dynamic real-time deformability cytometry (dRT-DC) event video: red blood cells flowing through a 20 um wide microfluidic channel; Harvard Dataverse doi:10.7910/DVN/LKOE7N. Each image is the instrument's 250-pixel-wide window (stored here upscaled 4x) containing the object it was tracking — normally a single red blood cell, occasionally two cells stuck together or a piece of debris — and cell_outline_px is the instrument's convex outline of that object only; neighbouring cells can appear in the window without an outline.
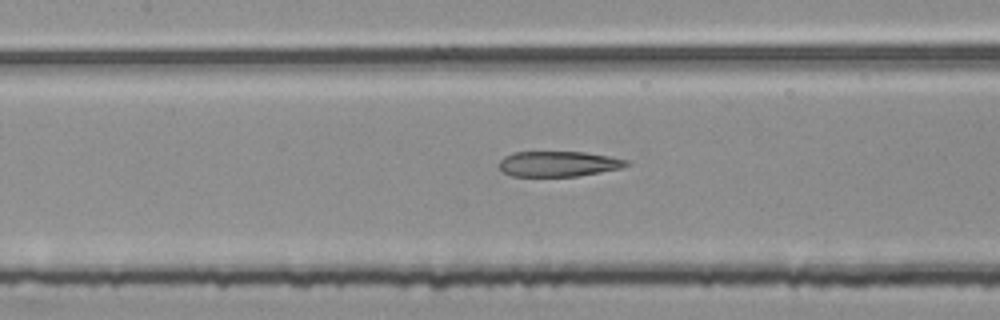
{"species": "common noctule bat (a hibernating species)", "species_latin": "Nyctalus noctula", "temperature_condition": "room temperature", "stored_images_in_passage": 44, "segment_of_instrument_passage": [2, 2], "camera_frame_rate_fps": 3000, "um_per_image_px": 0.085, "animal": {"sex": "female", "body_mass_g": 25.1}, "frame": {"image": 1, "passage_image": 15, "time_ms": 4.667, "image_size_px": [1000, 320], "cell_outline_px": [[632, 164], [620, 168], [600, 172], [576, 176], [512, 176], [504, 172], [500, 168], [500, 160], [504, 156], [512, 152], [584, 152], [608, 156], [628, 160]], "centroid_in_image_um": [47.47, 13.92], "position_along_channel_um": 159.9, "area_um2": 18.73}}
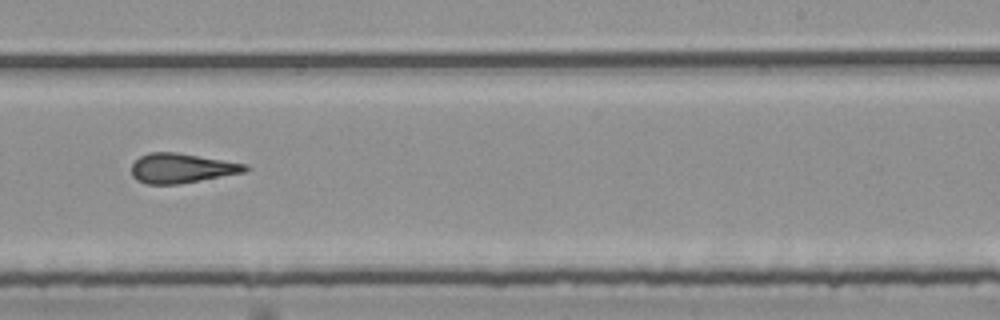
{"frame": {"image": 2, "passage_image": 24, "time_ms": 7.667, "image_size_px": [1000, 320], "cell_outline_px": [[252, 168], [244, 172], [200, 180], [176, 184], [148, 184], [136, 180], [132, 176], [132, 164], [140, 156], [148, 152], [176, 152], [248, 164]], "centroid_in_image_um": [15.44, 14.29], "position_along_channel_um": 273.6, "area_um2": 19.59}}
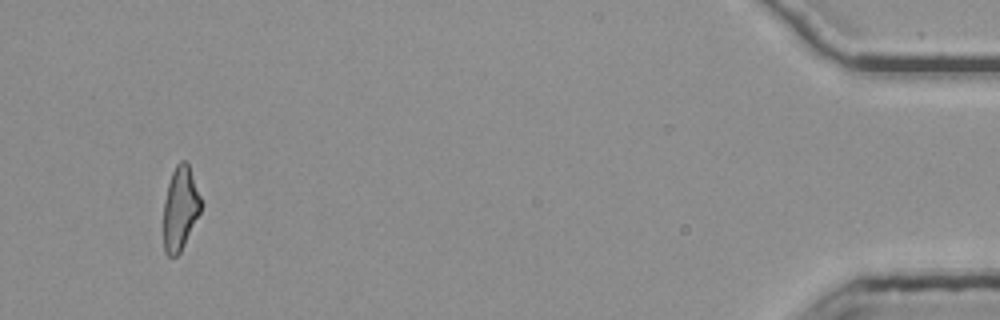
{"frame": {"image": 3, "passage_image": 42, "time_ms": 13.667, "image_size_px": [1000, 320], "cell_outline_px": [[200, 212], [180, 252], [176, 256], [168, 256], [164, 252], [164, 200], [168, 184], [172, 172], [176, 164], [180, 160], [184, 160], [188, 164], [200, 196]], "centroid_in_image_um": [15.3, 17.71], "position_along_channel_um": 419.9, "area_um2": 17.86}}